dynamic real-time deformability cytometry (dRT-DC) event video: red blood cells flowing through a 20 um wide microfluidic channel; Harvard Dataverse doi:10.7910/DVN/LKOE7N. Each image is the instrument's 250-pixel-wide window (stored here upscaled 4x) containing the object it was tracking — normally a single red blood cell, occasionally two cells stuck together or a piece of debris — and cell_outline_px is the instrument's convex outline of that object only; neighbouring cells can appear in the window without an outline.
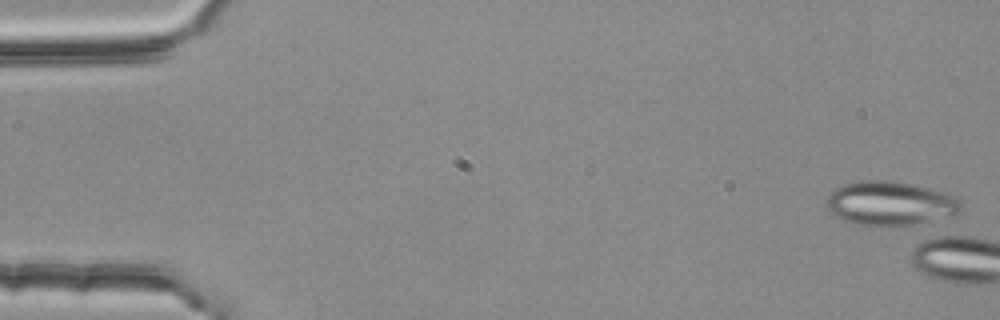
{"species": "common noctule bat (a hibernating species)", "species_latin": "Nyctalus noctula", "temperature_condition": "room temperature", "stored_images_in_passage": 5, "camera_frame_rate_fps": 3000, "um_per_image_px": 0.085, "animal": {"sex": "female", "body_mass_g": 25.1}, "frame": {"image": 1, "passage_image": 1, "time_ms": 0.0, "image_size_px": [1000, 320], "cell_outline_px": [[960, 212], [952, 216], [900, 228], [872, 228], [856, 224], [832, 216], [828, 208], [828, 196], [836, 188], [844, 184], [856, 180], [892, 180], [912, 184], [956, 196], [960, 200]], "centroid_in_image_um": [75.65, 17.33], "position_along_channel_um": 9.3, "area_um2": 35.43}}